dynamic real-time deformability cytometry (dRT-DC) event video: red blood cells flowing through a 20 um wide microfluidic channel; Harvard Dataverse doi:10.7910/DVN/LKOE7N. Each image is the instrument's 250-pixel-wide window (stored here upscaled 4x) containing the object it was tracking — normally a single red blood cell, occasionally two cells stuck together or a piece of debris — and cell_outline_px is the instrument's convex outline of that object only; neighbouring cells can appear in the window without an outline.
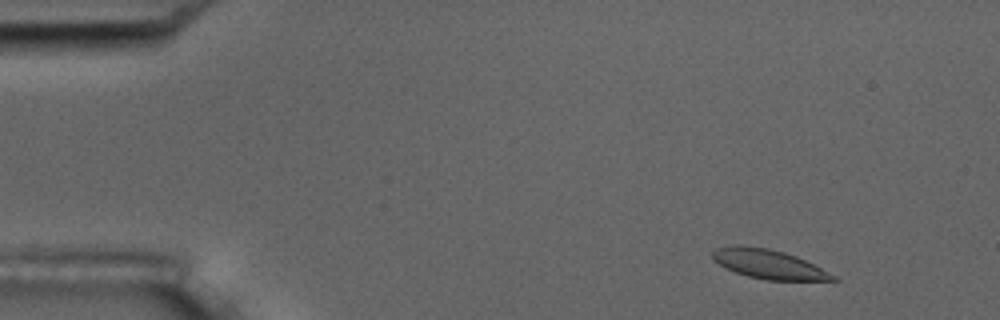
{"species": "common noctule bat (a hibernating species)", "species_latin": "Nyctalus noctula", "temperature_condition": "room temperature", "stored_images_in_passage": 4, "camera_frame_rate_fps": 3000, "um_per_image_px": 0.085, "animal": {"sex": "male", "body_mass_g": 17.5, "forearm_length_mm": 52.3}, "frame": {"image": 1, "passage_image": 1, "time_ms": 0.0, "image_size_px": [1000, 320], "cell_outline_px": [[840, 280], [768, 280], [748, 276], [736, 272], [712, 260], [712, 252], [716, 248], [736, 244], [768, 248], [784, 252], [796, 256], [836, 276]], "centroid_in_image_um": [65.3, 22.43], "position_along_channel_um": 19.7, "area_um2": 20.23}}
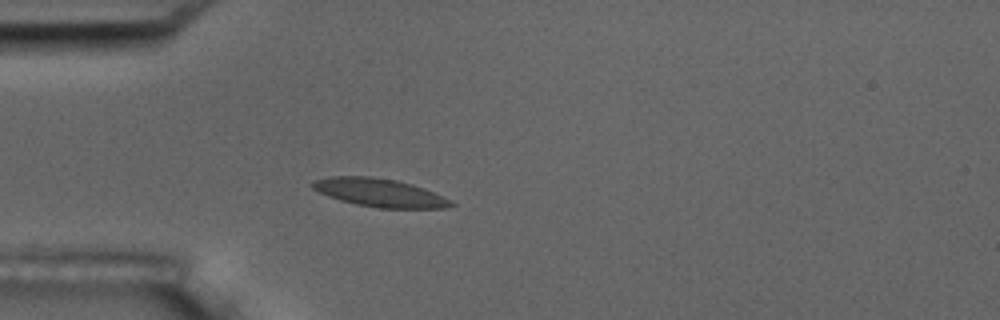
{"frame": {"image": 2, "passage_image": 4, "time_ms": 3.333, "image_size_px": [1000, 320], "cell_outline_px": [[456, 204], [448, 208], [380, 208], [356, 204], [340, 200], [328, 196], [312, 188], [308, 184], [312, 180], [328, 176], [372, 176], [396, 180], [412, 184], [424, 188], [452, 200]], "centroid_in_image_um": [32.25, 16.37], "position_along_channel_um": 52.8, "area_um2": 23.0}}